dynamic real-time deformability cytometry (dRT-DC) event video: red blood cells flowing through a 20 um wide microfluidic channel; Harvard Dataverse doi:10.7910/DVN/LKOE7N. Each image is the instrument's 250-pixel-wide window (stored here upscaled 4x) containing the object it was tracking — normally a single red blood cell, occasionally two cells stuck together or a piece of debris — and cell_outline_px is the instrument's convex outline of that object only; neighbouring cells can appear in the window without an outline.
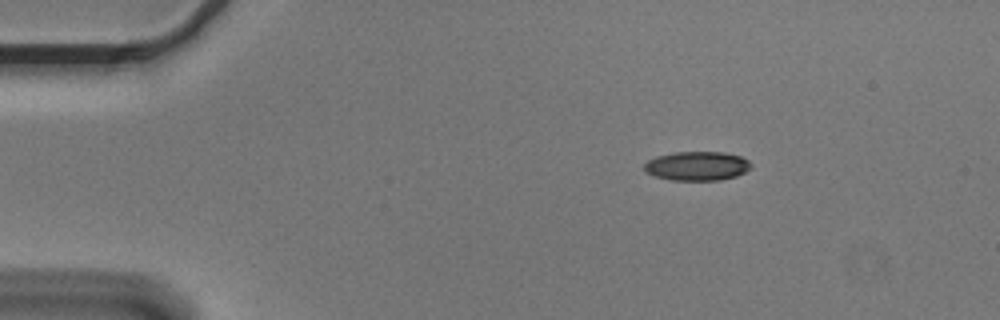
{"species": "Egyptian fruit bat (a non-hibernating species)", "species_latin": "Rousettus aegyptiacus", "temperature_condition": "cold", "stored_images_in_passage": 47, "camera_frame_rate_fps": 3000, "um_per_image_px": 0.085, "animal": {"sex": "male"}, "frame": {"image": 1, "passage_image": 1, "time_ms": 0.0, "image_size_px": [1000, 320], "cell_outline_px": [[752, 168], [736, 176], [720, 180], [668, 180], [644, 172], [644, 164], [648, 160], [656, 156], [676, 152], [724, 152], [740, 156], [748, 160], [752, 164]], "centroid_in_image_um": [59.25, 14.11], "position_along_channel_um": 25.8, "area_um2": 18.21}}
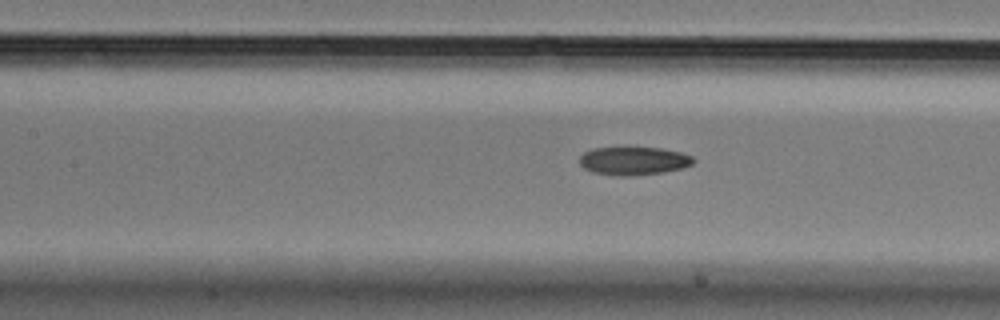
{"frame": {"image": 2, "passage_image": 17, "time_ms": 5.333, "image_size_px": [1000, 320], "cell_outline_px": [[696, 160], [692, 164], [680, 168], [664, 172], [632, 176], [612, 176], [592, 172], [584, 168], [580, 164], [580, 156], [584, 152], [592, 148], [660, 148], [680, 152], [692, 156]], "centroid_in_image_um": [53.84, 13.69], "position_along_channel_um": 153.6, "area_um2": 18.73}}
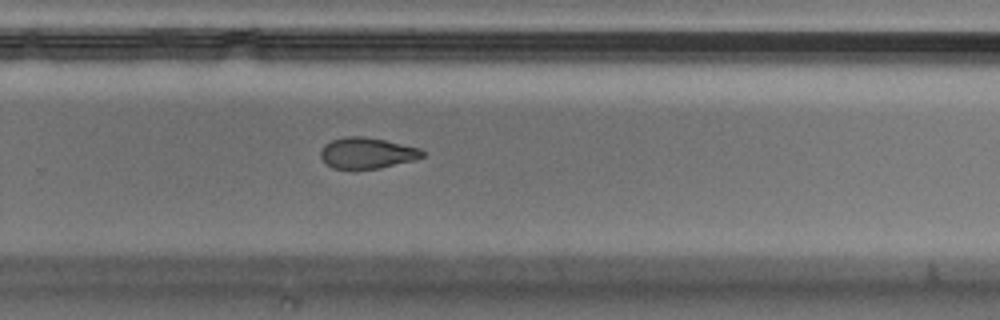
{"frame": {"image": 3, "passage_image": 29, "time_ms": 9.333, "image_size_px": [1000, 320], "cell_outline_px": [[424, 156], [416, 160], [380, 168], [332, 168], [320, 156], [320, 148], [324, 144], [332, 140], [344, 136], [364, 136], [384, 140], [420, 148], [424, 152]], "centroid_in_image_um": [31.2, 12.99], "position_along_channel_um": 298.6, "area_um2": 18.32}, "authors_computed_cell_mechanics": {"area_um2": 19.1896, "velocity_mm_per_s": 3.6387, "shape_relaxation_time_tau1_ms": 8.9204, "shape_relaxation_time_tau2_ms": 5.6448, "deformation_change_tau1": 0.168, "deformation_change_tau2": 0.1219}}